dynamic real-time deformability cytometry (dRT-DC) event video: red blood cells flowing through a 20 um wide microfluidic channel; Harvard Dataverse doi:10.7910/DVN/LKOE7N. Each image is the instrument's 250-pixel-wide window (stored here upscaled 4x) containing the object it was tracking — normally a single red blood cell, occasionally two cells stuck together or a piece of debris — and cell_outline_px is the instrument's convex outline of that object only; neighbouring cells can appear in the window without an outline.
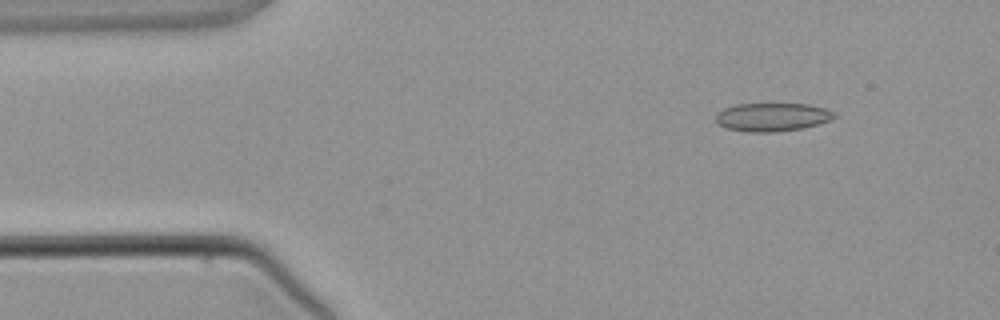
{"species": "common noctule bat (a hibernating species)", "species_latin": "Nyctalus noctula", "temperature_condition": "warm", "stored_images_in_passage": 2, "camera_frame_rate_fps": 3000, "um_per_image_px": 0.085, "animal": {"sex": "male", "body_mass_g": 21.5, "forearm_length_mm": 52.0}, "frame": {"image": 1, "passage_image": 2, "time_ms": 1.0, "image_size_px": [1000, 320], "cell_outline_px": [[836, 116], [828, 120], [804, 128], [776, 132], [748, 132], [728, 128], [720, 124], [716, 120], [716, 112], [724, 108], [736, 104], [808, 104], [824, 108], [836, 112]], "centroid_in_image_um": [65.63, 9.94], "position_along_channel_um": 19.4, "area_um2": 19.48}}